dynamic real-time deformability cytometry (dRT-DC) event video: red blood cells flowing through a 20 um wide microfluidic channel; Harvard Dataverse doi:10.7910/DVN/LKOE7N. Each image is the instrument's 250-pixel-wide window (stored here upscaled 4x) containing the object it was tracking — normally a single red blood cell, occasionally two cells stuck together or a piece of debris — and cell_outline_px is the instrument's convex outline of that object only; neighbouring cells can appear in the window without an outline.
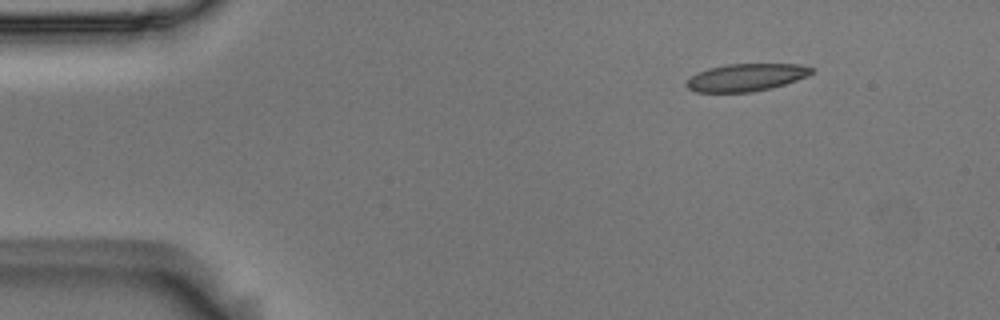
{"species": "Egyptian fruit bat (a non-hibernating species)", "species_latin": "Rousettus aegyptiacus", "temperature_condition": "room temperature", "stored_images_in_passage": 6, "camera_frame_rate_fps": 3000, "um_per_image_px": 0.085, "animal": {"sex": "male"}, "frame": {"image": 1, "passage_image": 2, "time_ms": 0.333, "image_size_px": [1000, 320], "cell_outline_px": [[816, 68], [808, 76], [772, 88], [752, 92], [696, 92], [688, 88], [684, 84], [696, 72], [708, 68], [728, 64], [800, 64]], "centroid_in_image_um": [63.43, 6.57], "position_along_channel_um": 21.6, "area_um2": 20.11}}
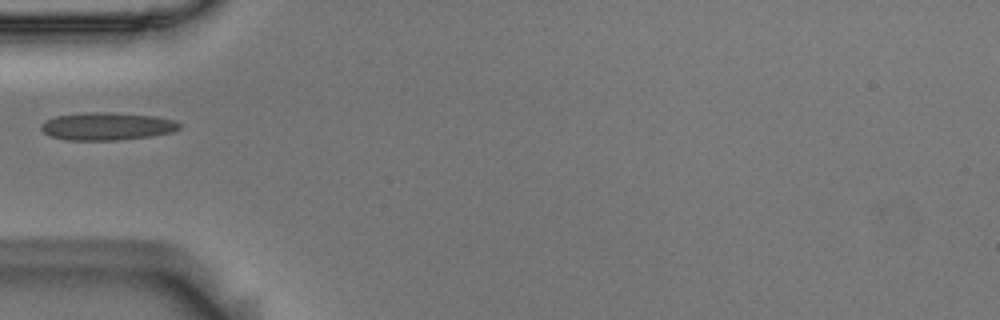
{"frame": {"image": 2, "passage_image": 5, "time_ms": 1.333, "image_size_px": [1000, 320], "cell_outline_px": [[180, 128], [172, 132], [152, 136], [120, 140], [64, 140], [52, 136], [44, 132], [40, 128], [40, 124], [56, 116], [88, 112], [104, 112], [156, 116], [176, 120], [180, 124]], "centroid_in_image_um": [9.12, 10.74], "position_along_channel_um": 75.9, "area_um2": 22.31}}
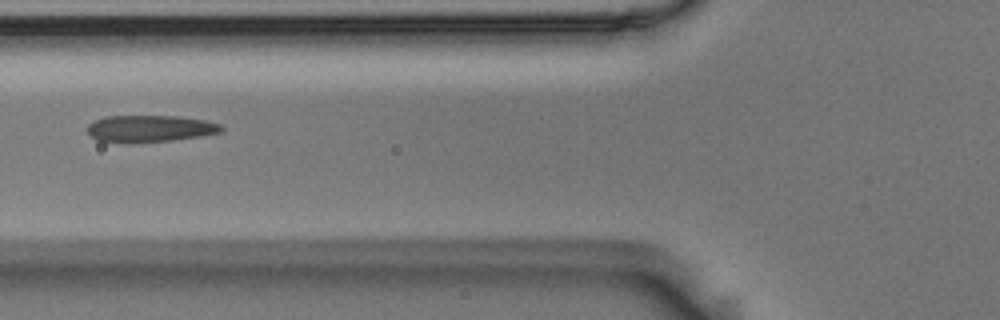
{"frame": {"image": 3, "passage_image": 6, "time_ms": 1.667, "image_size_px": [1000, 320], "cell_outline_px": [[224, 128], [220, 132], [200, 136], [172, 140], [96, 140], [88, 132], [88, 124], [104, 116], [180, 116], [204, 120], [220, 124]], "centroid_in_image_um": [12.8, 10.88], "position_along_channel_um": 113.0, "area_um2": 20.0}}